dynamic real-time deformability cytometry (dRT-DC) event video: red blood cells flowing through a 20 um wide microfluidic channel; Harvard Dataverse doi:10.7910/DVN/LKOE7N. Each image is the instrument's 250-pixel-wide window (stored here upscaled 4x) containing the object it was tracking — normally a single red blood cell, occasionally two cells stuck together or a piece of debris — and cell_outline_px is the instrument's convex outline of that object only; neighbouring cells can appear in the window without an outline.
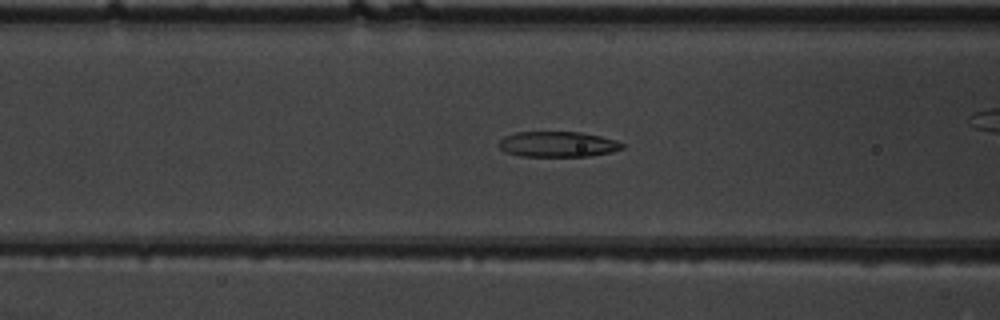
{"species": "common noctule bat (a hibernating species)", "species_latin": "Nyctalus noctula", "temperature_condition": "warm", "stored_images_in_passage": 53, "camera_frame_rate_fps": 3000, "um_per_image_px": 0.085, "animal": {"sex": "male", "body_mass_g": 19.5, "forearm_length_mm": 54.6}, "frame": {"image": 1, "passage_image": 21, "time_ms": 6.667, "image_size_px": [1000, 320], "cell_outline_px": [[624, 148], [612, 152], [588, 156], [520, 156], [504, 152], [500, 148], [500, 140], [504, 136], [516, 132], [580, 132], [600, 136], [616, 140], [624, 144]], "centroid_in_image_um": [47.41, 12.26], "position_along_channel_um": 119.2, "area_um2": 18.32}}
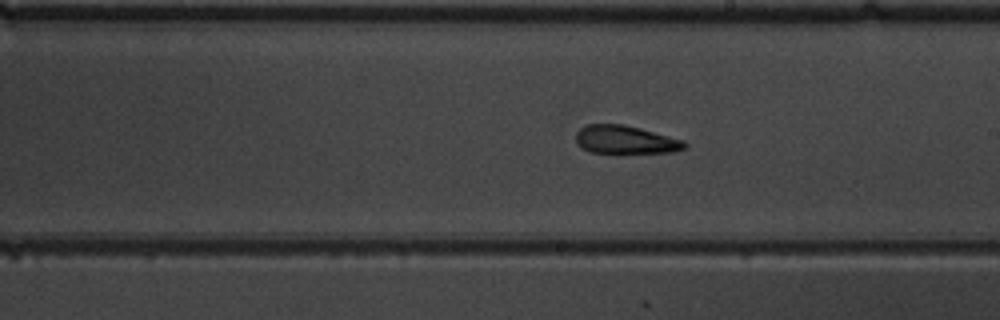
{"frame": {"image": 2, "passage_image": 30, "time_ms": 9.667, "image_size_px": [1000, 320], "cell_outline_px": [[688, 148], [672, 152], [588, 152], [580, 148], [576, 144], [576, 132], [580, 128], [588, 124], [624, 124], [640, 128], [684, 140], [688, 144]], "centroid_in_image_um": [53.15, 11.87], "position_along_channel_um": 235.8, "area_um2": 17.92}}
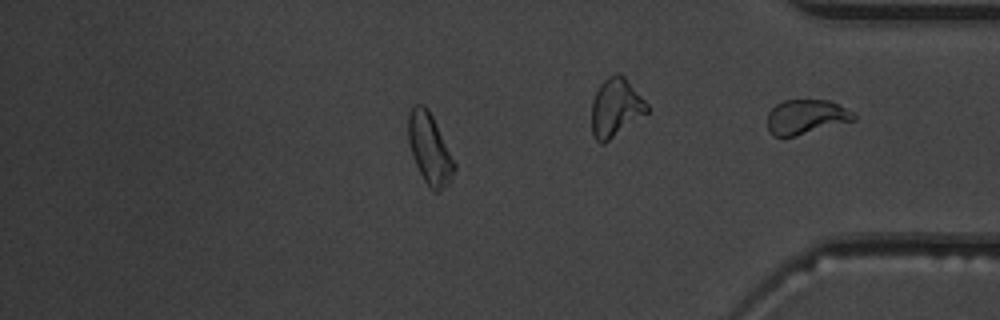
{"frame": {"image": 3, "passage_image": 45, "time_ms": 14.667, "image_size_px": [1000, 320], "cell_outline_px": [[456, 168], [452, 180], [440, 192], [432, 192], [428, 188], [416, 164], [408, 140], [408, 116], [412, 108], [416, 104], [424, 104], [428, 108], [456, 164]], "centroid_in_image_um": [36.53, 12.7], "position_along_channel_um": 398.7, "area_um2": 18.9}, "authors_computed_cell_mechanics": {"area_um2": 19.4786, "velocity_mm_per_s": 3.8882, "shape_relaxation_time_tau1_ms": 5.1721, "shape_relaxation_time_tau2_ms": 4.7267, "deformation_change_tau1": 0.1532, "deformation_change_tau2": 0.1457}}